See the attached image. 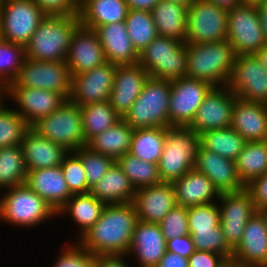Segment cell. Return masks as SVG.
<instances>
[{
	"instance_id": "obj_1",
	"label": "cell",
	"mask_w": 267,
	"mask_h": 267,
	"mask_svg": "<svg viewBox=\"0 0 267 267\" xmlns=\"http://www.w3.org/2000/svg\"><path fill=\"white\" fill-rule=\"evenodd\" d=\"M137 222L133 203L106 205L98 221L77 242L94 256L127 255Z\"/></svg>"
},
{
	"instance_id": "obj_2",
	"label": "cell",
	"mask_w": 267,
	"mask_h": 267,
	"mask_svg": "<svg viewBox=\"0 0 267 267\" xmlns=\"http://www.w3.org/2000/svg\"><path fill=\"white\" fill-rule=\"evenodd\" d=\"M78 14L46 15L25 46V57L37 61L66 62Z\"/></svg>"
},
{
	"instance_id": "obj_3",
	"label": "cell",
	"mask_w": 267,
	"mask_h": 267,
	"mask_svg": "<svg viewBox=\"0 0 267 267\" xmlns=\"http://www.w3.org/2000/svg\"><path fill=\"white\" fill-rule=\"evenodd\" d=\"M186 77L203 80L214 87L227 86L235 53L227 40L186 44Z\"/></svg>"
},
{
	"instance_id": "obj_4",
	"label": "cell",
	"mask_w": 267,
	"mask_h": 267,
	"mask_svg": "<svg viewBox=\"0 0 267 267\" xmlns=\"http://www.w3.org/2000/svg\"><path fill=\"white\" fill-rule=\"evenodd\" d=\"M0 194V221L14 227L40 228L57 217V212L25 183Z\"/></svg>"
},
{
	"instance_id": "obj_5",
	"label": "cell",
	"mask_w": 267,
	"mask_h": 267,
	"mask_svg": "<svg viewBox=\"0 0 267 267\" xmlns=\"http://www.w3.org/2000/svg\"><path fill=\"white\" fill-rule=\"evenodd\" d=\"M199 146L200 135L188 126L167 127L165 145L158 163L162 182L172 183L194 169Z\"/></svg>"
},
{
	"instance_id": "obj_6",
	"label": "cell",
	"mask_w": 267,
	"mask_h": 267,
	"mask_svg": "<svg viewBox=\"0 0 267 267\" xmlns=\"http://www.w3.org/2000/svg\"><path fill=\"white\" fill-rule=\"evenodd\" d=\"M171 81L149 77L142 92L122 117L133 129L167 128Z\"/></svg>"
},
{
	"instance_id": "obj_7",
	"label": "cell",
	"mask_w": 267,
	"mask_h": 267,
	"mask_svg": "<svg viewBox=\"0 0 267 267\" xmlns=\"http://www.w3.org/2000/svg\"><path fill=\"white\" fill-rule=\"evenodd\" d=\"M140 64L151 78L173 81L185 77L186 43L158 35L138 54Z\"/></svg>"
},
{
	"instance_id": "obj_8",
	"label": "cell",
	"mask_w": 267,
	"mask_h": 267,
	"mask_svg": "<svg viewBox=\"0 0 267 267\" xmlns=\"http://www.w3.org/2000/svg\"><path fill=\"white\" fill-rule=\"evenodd\" d=\"M31 128L39 135L64 146L69 152L87 145L81 108L66 100L50 115L39 119Z\"/></svg>"
},
{
	"instance_id": "obj_9",
	"label": "cell",
	"mask_w": 267,
	"mask_h": 267,
	"mask_svg": "<svg viewBox=\"0 0 267 267\" xmlns=\"http://www.w3.org/2000/svg\"><path fill=\"white\" fill-rule=\"evenodd\" d=\"M46 15L33 0H1L0 38L25 47Z\"/></svg>"
},
{
	"instance_id": "obj_10",
	"label": "cell",
	"mask_w": 267,
	"mask_h": 267,
	"mask_svg": "<svg viewBox=\"0 0 267 267\" xmlns=\"http://www.w3.org/2000/svg\"><path fill=\"white\" fill-rule=\"evenodd\" d=\"M226 40L236 56L256 54L266 45L257 5L242 4L228 10Z\"/></svg>"
},
{
	"instance_id": "obj_11",
	"label": "cell",
	"mask_w": 267,
	"mask_h": 267,
	"mask_svg": "<svg viewBox=\"0 0 267 267\" xmlns=\"http://www.w3.org/2000/svg\"><path fill=\"white\" fill-rule=\"evenodd\" d=\"M71 84L72 76L66 62L25 58L17 77L9 86L50 90L69 100Z\"/></svg>"
},
{
	"instance_id": "obj_12",
	"label": "cell",
	"mask_w": 267,
	"mask_h": 267,
	"mask_svg": "<svg viewBox=\"0 0 267 267\" xmlns=\"http://www.w3.org/2000/svg\"><path fill=\"white\" fill-rule=\"evenodd\" d=\"M228 10L205 0H197L187 10L186 44L227 39Z\"/></svg>"
},
{
	"instance_id": "obj_13",
	"label": "cell",
	"mask_w": 267,
	"mask_h": 267,
	"mask_svg": "<svg viewBox=\"0 0 267 267\" xmlns=\"http://www.w3.org/2000/svg\"><path fill=\"white\" fill-rule=\"evenodd\" d=\"M217 202L220 209V227L226 242L234 250L242 240L248 220L258 210L247 188L237 192L221 193Z\"/></svg>"
},
{
	"instance_id": "obj_14",
	"label": "cell",
	"mask_w": 267,
	"mask_h": 267,
	"mask_svg": "<svg viewBox=\"0 0 267 267\" xmlns=\"http://www.w3.org/2000/svg\"><path fill=\"white\" fill-rule=\"evenodd\" d=\"M227 87L240 99L267 104V70L255 54L235 56Z\"/></svg>"
},
{
	"instance_id": "obj_15",
	"label": "cell",
	"mask_w": 267,
	"mask_h": 267,
	"mask_svg": "<svg viewBox=\"0 0 267 267\" xmlns=\"http://www.w3.org/2000/svg\"><path fill=\"white\" fill-rule=\"evenodd\" d=\"M213 87L206 81L186 76L171 81L170 126H189L205 96Z\"/></svg>"
},
{
	"instance_id": "obj_16",
	"label": "cell",
	"mask_w": 267,
	"mask_h": 267,
	"mask_svg": "<svg viewBox=\"0 0 267 267\" xmlns=\"http://www.w3.org/2000/svg\"><path fill=\"white\" fill-rule=\"evenodd\" d=\"M237 96L227 87H213L205 96L196 116L188 126L197 134L207 130L229 128Z\"/></svg>"
},
{
	"instance_id": "obj_17",
	"label": "cell",
	"mask_w": 267,
	"mask_h": 267,
	"mask_svg": "<svg viewBox=\"0 0 267 267\" xmlns=\"http://www.w3.org/2000/svg\"><path fill=\"white\" fill-rule=\"evenodd\" d=\"M116 65L106 62L92 70L72 76L69 100L79 106L109 101Z\"/></svg>"
},
{
	"instance_id": "obj_18",
	"label": "cell",
	"mask_w": 267,
	"mask_h": 267,
	"mask_svg": "<svg viewBox=\"0 0 267 267\" xmlns=\"http://www.w3.org/2000/svg\"><path fill=\"white\" fill-rule=\"evenodd\" d=\"M9 97V98H8ZM31 127L39 119L50 115L66 100L58 93L38 88L19 86L7 87V100Z\"/></svg>"
},
{
	"instance_id": "obj_19",
	"label": "cell",
	"mask_w": 267,
	"mask_h": 267,
	"mask_svg": "<svg viewBox=\"0 0 267 267\" xmlns=\"http://www.w3.org/2000/svg\"><path fill=\"white\" fill-rule=\"evenodd\" d=\"M105 53L95 29L79 25L72 36L66 64L71 76L106 63Z\"/></svg>"
},
{
	"instance_id": "obj_20",
	"label": "cell",
	"mask_w": 267,
	"mask_h": 267,
	"mask_svg": "<svg viewBox=\"0 0 267 267\" xmlns=\"http://www.w3.org/2000/svg\"><path fill=\"white\" fill-rule=\"evenodd\" d=\"M166 242L159 223L138 220L127 256H135L138 267H156L167 251Z\"/></svg>"
},
{
	"instance_id": "obj_21",
	"label": "cell",
	"mask_w": 267,
	"mask_h": 267,
	"mask_svg": "<svg viewBox=\"0 0 267 267\" xmlns=\"http://www.w3.org/2000/svg\"><path fill=\"white\" fill-rule=\"evenodd\" d=\"M149 74L140 64L116 65L109 103L122 118L143 90Z\"/></svg>"
},
{
	"instance_id": "obj_22",
	"label": "cell",
	"mask_w": 267,
	"mask_h": 267,
	"mask_svg": "<svg viewBox=\"0 0 267 267\" xmlns=\"http://www.w3.org/2000/svg\"><path fill=\"white\" fill-rule=\"evenodd\" d=\"M195 169L206 175L220 194L237 192L247 187L240 179L235 161L201 146L197 152Z\"/></svg>"
},
{
	"instance_id": "obj_23",
	"label": "cell",
	"mask_w": 267,
	"mask_h": 267,
	"mask_svg": "<svg viewBox=\"0 0 267 267\" xmlns=\"http://www.w3.org/2000/svg\"><path fill=\"white\" fill-rule=\"evenodd\" d=\"M132 203L138 220L159 223L177 205L174 186L170 182H162L138 189Z\"/></svg>"
},
{
	"instance_id": "obj_24",
	"label": "cell",
	"mask_w": 267,
	"mask_h": 267,
	"mask_svg": "<svg viewBox=\"0 0 267 267\" xmlns=\"http://www.w3.org/2000/svg\"><path fill=\"white\" fill-rule=\"evenodd\" d=\"M25 167L28 171L61 166L69 151L62 145L39 135L31 127L21 142Z\"/></svg>"
},
{
	"instance_id": "obj_25",
	"label": "cell",
	"mask_w": 267,
	"mask_h": 267,
	"mask_svg": "<svg viewBox=\"0 0 267 267\" xmlns=\"http://www.w3.org/2000/svg\"><path fill=\"white\" fill-rule=\"evenodd\" d=\"M247 142L267 140V104L236 98L230 126Z\"/></svg>"
},
{
	"instance_id": "obj_26",
	"label": "cell",
	"mask_w": 267,
	"mask_h": 267,
	"mask_svg": "<svg viewBox=\"0 0 267 267\" xmlns=\"http://www.w3.org/2000/svg\"><path fill=\"white\" fill-rule=\"evenodd\" d=\"M25 184L57 212L72 196L61 166L28 171Z\"/></svg>"
},
{
	"instance_id": "obj_27",
	"label": "cell",
	"mask_w": 267,
	"mask_h": 267,
	"mask_svg": "<svg viewBox=\"0 0 267 267\" xmlns=\"http://www.w3.org/2000/svg\"><path fill=\"white\" fill-rule=\"evenodd\" d=\"M107 62L115 65L138 63V52L128 35L125 21L99 26L96 30Z\"/></svg>"
},
{
	"instance_id": "obj_28",
	"label": "cell",
	"mask_w": 267,
	"mask_h": 267,
	"mask_svg": "<svg viewBox=\"0 0 267 267\" xmlns=\"http://www.w3.org/2000/svg\"><path fill=\"white\" fill-rule=\"evenodd\" d=\"M233 259L267 267V228L258 211L248 220L242 240L233 250Z\"/></svg>"
},
{
	"instance_id": "obj_29",
	"label": "cell",
	"mask_w": 267,
	"mask_h": 267,
	"mask_svg": "<svg viewBox=\"0 0 267 267\" xmlns=\"http://www.w3.org/2000/svg\"><path fill=\"white\" fill-rule=\"evenodd\" d=\"M177 205L184 207L215 203L220 193L203 173L195 168L172 182Z\"/></svg>"
},
{
	"instance_id": "obj_30",
	"label": "cell",
	"mask_w": 267,
	"mask_h": 267,
	"mask_svg": "<svg viewBox=\"0 0 267 267\" xmlns=\"http://www.w3.org/2000/svg\"><path fill=\"white\" fill-rule=\"evenodd\" d=\"M129 8L125 0H80V24L97 29L99 26L125 21Z\"/></svg>"
},
{
	"instance_id": "obj_31",
	"label": "cell",
	"mask_w": 267,
	"mask_h": 267,
	"mask_svg": "<svg viewBox=\"0 0 267 267\" xmlns=\"http://www.w3.org/2000/svg\"><path fill=\"white\" fill-rule=\"evenodd\" d=\"M106 206L91 193L73 194L68 201L57 211V217L69 216L75 222L77 230L76 242L98 221Z\"/></svg>"
},
{
	"instance_id": "obj_32",
	"label": "cell",
	"mask_w": 267,
	"mask_h": 267,
	"mask_svg": "<svg viewBox=\"0 0 267 267\" xmlns=\"http://www.w3.org/2000/svg\"><path fill=\"white\" fill-rule=\"evenodd\" d=\"M90 193L106 205L132 203L136 190L115 162L105 175L90 188Z\"/></svg>"
},
{
	"instance_id": "obj_33",
	"label": "cell",
	"mask_w": 267,
	"mask_h": 267,
	"mask_svg": "<svg viewBox=\"0 0 267 267\" xmlns=\"http://www.w3.org/2000/svg\"><path fill=\"white\" fill-rule=\"evenodd\" d=\"M187 10L183 5L160 0L151 11L158 35L185 42Z\"/></svg>"
},
{
	"instance_id": "obj_34",
	"label": "cell",
	"mask_w": 267,
	"mask_h": 267,
	"mask_svg": "<svg viewBox=\"0 0 267 267\" xmlns=\"http://www.w3.org/2000/svg\"><path fill=\"white\" fill-rule=\"evenodd\" d=\"M133 131L134 129L121 118L112 127L91 138L86 146L116 161L130 152Z\"/></svg>"
},
{
	"instance_id": "obj_35",
	"label": "cell",
	"mask_w": 267,
	"mask_h": 267,
	"mask_svg": "<svg viewBox=\"0 0 267 267\" xmlns=\"http://www.w3.org/2000/svg\"><path fill=\"white\" fill-rule=\"evenodd\" d=\"M234 161L241 181L249 185L267 172V140L246 142Z\"/></svg>"
},
{
	"instance_id": "obj_36",
	"label": "cell",
	"mask_w": 267,
	"mask_h": 267,
	"mask_svg": "<svg viewBox=\"0 0 267 267\" xmlns=\"http://www.w3.org/2000/svg\"><path fill=\"white\" fill-rule=\"evenodd\" d=\"M166 139V128L134 129L130 154L146 162L158 164Z\"/></svg>"
},
{
	"instance_id": "obj_37",
	"label": "cell",
	"mask_w": 267,
	"mask_h": 267,
	"mask_svg": "<svg viewBox=\"0 0 267 267\" xmlns=\"http://www.w3.org/2000/svg\"><path fill=\"white\" fill-rule=\"evenodd\" d=\"M200 135V146L234 161L242 152L247 142L231 127L225 129L207 130Z\"/></svg>"
},
{
	"instance_id": "obj_38",
	"label": "cell",
	"mask_w": 267,
	"mask_h": 267,
	"mask_svg": "<svg viewBox=\"0 0 267 267\" xmlns=\"http://www.w3.org/2000/svg\"><path fill=\"white\" fill-rule=\"evenodd\" d=\"M80 108L86 142L112 127L121 119L109 101L90 103L80 106Z\"/></svg>"
},
{
	"instance_id": "obj_39",
	"label": "cell",
	"mask_w": 267,
	"mask_h": 267,
	"mask_svg": "<svg viewBox=\"0 0 267 267\" xmlns=\"http://www.w3.org/2000/svg\"><path fill=\"white\" fill-rule=\"evenodd\" d=\"M27 169L21 146L0 148V189L6 190L25 183Z\"/></svg>"
},
{
	"instance_id": "obj_40",
	"label": "cell",
	"mask_w": 267,
	"mask_h": 267,
	"mask_svg": "<svg viewBox=\"0 0 267 267\" xmlns=\"http://www.w3.org/2000/svg\"><path fill=\"white\" fill-rule=\"evenodd\" d=\"M116 163L128 177L135 190L162 183L158 164L143 161L130 153L118 158Z\"/></svg>"
},
{
	"instance_id": "obj_41",
	"label": "cell",
	"mask_w": 267,
	"mask_h": 267,
	"mask_svg": "<svg viewBox=\"0 0 267 267\" xmlns=\"http://www.w3.org/2000/svg\"><path fill=\"white\" fill-rule=\"evenodd\" d=\"M125 23L134 49L138 53L158 36L151 12L129 9Z\"/></svg>"
},
{
	"instance_id": "obj_42",
	"label": "cell",
	"mask_w": 267,
	"mask_h": 267,
	"mask_svg": "<svg viewBox=\"0 0 267 267\" xmlns=\"http://www.w3.org/2000/svg\"><path fill=\"white\" fill-rule=\"evenodd\" d=\"M9 106V107H8ZM8 102L0 109V148L20 146L30 128L26 120Z\"/></svg>"
},
{
	"instance_id": "obj_43",
	"label": "cell",
	"mask_w": 267,
	"mask_h": 267,
	"mask_svg": "<svg viewBox=\"0 0 267 267\" xmlns=\"http://www.w3.org/2000/svg\"><path fill=\"white\" fill-rule=\"evenodd\" d=\"M25 47L0 38V83L8 87L17 77L25 59Z\"/></svg>"
},
{
	"instance_id": "obj_44",
	"label": "cell",
	"mask_w": 267,
	"mask_h": 267,
	"mask_svg": "<svg viewBox=\"0 0 267 267\" xmlns=\"http://www.w3.org/2000/svg\"><path fill=\"white\" fill-rule=\"evenodd\" d=\"M80 159L86 172L88 187L98 183L106 172L116 162L113 158L95 152L87 146L81 147L73 151Z\"/></svg>"
},
{
	"instance_id": "obj_45",
	"label": "cell",
	"mask_w": 267,
	"mask_h": 267,
	"mask_svg": "<svg viewBox=\"0 0 267 267\" xmlns=\"http://www.w3.org/2000/svg\"><path fill=\"white\" fill-rule=\"evenodd\" d=\"M195 250L208 251L223 256L226 260L233 258V249L226 242L219 226L216 230L189 231Z\"/></svg>"
},
{
	"instance_id": "obj_46",
	"label": "cell",
	"mask_w": 267,
	"mask_h": 267,
	"mask_svg": "<svg viewBox=\"0 0 267 267\" xmlns=\"http://www.w3.org/2000/svg\"><path fill=\"white\" fill-rule=\"evenodd\" d=\"M61 170L72 195L90 193L81 159L73 151L64 157Z\"/></svg>"
},
{
	"instance_id": "obj_47",
	"label": "cell",
	"mask_w": 267,
	"mask_h": 267,
	"mask_svg": "<svg viewBox=\"0 0 267 267\" xmlns=\"http://www.w3.org/2000/svg\"><path fill=\"white\" fill-rule=\"evenodd\" d=\"M220 219L218 202L188 207L189 231L216 230Z\"/></svg>"
},
{
	"instance_id": "obj_48",
	"label": "cell",
	"mask_w": 267,
	"mask_h": 267,
	"mask_svg": "<svg viewBox=\"0 0 267 267\" xmlns=\"http://www.w3.org/2000/svg\"><path fill=\"white\" fill-rule=\"evenodd\" d=\"M165 240L189 234L188 208L176 205L159 222Z\"/></svg>"
},
{
	"instance_id": "obj_49",
	"label": "cell",
	"mask_w": 267,
	"mask_h": 267,
	"mask_svg": "<svg viewBox=\"0 0 267 267\" xmlns=\"http://www.w3.org/2000/svg\"><path fill=\"white\" fill-rule=\"evenodd\" d=\"M72 242V243H71ZM67 246V247H66ZM53 267H94V255L78 242L70 241L56 257Z\"/></svg>"
},
{
	"instance_id": "obj_50",
	"label": "cell",
	"mask_w": 267,
	"mask_h": 267,
	"mask_svg": "<svg viewBox=\"0 0 267 267\" xmlns=\"http://www.w3.org/2000/svg\"><path fill=\"white\" fill-rule=\"evenodd\" d=\"M47 15L78 14L80 0H33Z\"/></svg>"
},
{
	"instance_id": "obj_51",
	"label": "cell",
	"mask_w": 267,
	"mask_h": 267,
	"mask_svg": "<svg viewBox=\"0 0 267 267\" xmlns=\"http://www.w3.org/2000/svg\"><path fill=\"white\" fill-rule=\"evenodd\" d=\"M226 259L216 253L195 250L188 257L189 267H225Z\"/></svg>"
},
{
	"instance_id": "obj_52",
	"label": "cell",
	"mask_w": 267,
	"mask_h": 267,
	"mask_svg": "<svg viewBox=\"0 0 267 267\" xmlns=\"http://www.w3.org/2000/svg\"><path fill=\"white\" fill-rule=\"evenodd\" d=\"M252 194L256 209L267 207V172L246 187Z\"/></svg>"
},
{
	"instance_id": "obj_53",
	"label": "cell",
	"mask_w": 267,
	"mask_h": 267,
	"mask_svg": "<svg viewBox=\"0 0 267 267\" xmlns=\"http://www.w3.org/2000/svg\"><path fill=\"white\" fill-rule=\"evenodd\" d=\"M167 251L188 258L194 251V243L191 236H177L166 242Z\"/></svg>"
},
{
	"instance_id": "obj_54",
	"label": "cell",
	"mask_w": 267,
	"mask_h": 267,
	"mask_svg": "<svg viewBox=\"0 0 267 267\" xmlns=\"http://www.w3.org/2000/svg\"><path fill=\"white\" fill-rule=\"evenodd\" d=\"M127 255L94 256V267H131L125 258Z\"/></svg>"
},
{
	"instance_id": "obj_55",
	"label": "cell",
	"mask_w": 267,
	"mask_h": 267,
	"mask_svg": "<svg viewBox=\"0 0 267 267\" xmlns=\"http://www.w3.org/2000/svg\"><path fill=\"white\" fill-rule=\"evenodd\" d=\"M156 267H189L188 258L166 251Z\"/></svg>"
},
{
	"instance_id": "obj_56",
	"label": "cell",
	"mask_w": 267,
	"mask_h": 267,
	"mask_svg": "<svg viewBox=\"0 0 267 267\" xmlns=\"http://www.w3.org/2000/svg\"><path fill=\"white\" fill-rule=\"evenodd\" d=\"M130 10L151 12L160 0H125Z\"/></svg>"
},
{
	"instance_id": "obj_57",
	"label": "cell",
	"mask_w": 267,
	"mask_h": 267,
	"mask_svg": "<svg viewBox=\"0 0 267 267\" xmlns=\"http://www.w3.org/2000/svg\"><path fill=\"white\" fill-rule=\"evenodd\" d=\"M213 3L219 7L225 8L227 10L234 9L242 5L241 0H205Z\"/></svg>"
},
{
	"instance_id": "obj_58",
	"label": "cell",
	"mask_w": 267,
	"mask_h": 267,
	"mask_svg": "<svg viewBox=\"0 0 267 267\" xmlns=\"http://www.w3.org/2000/svg\"><path fill=\"white\" fill-rule=\"evenodd\" d=\"M263 67L267 70V44L255 54Z\"/></svg>"
},
{
	"instance_id": "obj_59",
	"label": "cell",
	"mask_w": 267,
	"mask_h": 267,
	"mask_svg": "<svg viewBox=\"0 0 267 267\" xmlns=\"http://www.w3.org/2000/svg\"><path fill=\"white\" fill-rule=\"evenodd\" d=\"M225 267H263V266L241 263L232 258L226 261Z\"/></svg>"
},
{
	"instance_id": "obj_60",
	"label": "cell",
	"mask_w": 267,
	"mask_h": 267,
	"mask_svg": "<svg viewBox=\"0 0 267 267\" xmlns=\"http://www.w3.org/2000/svg\"><path fill=\"white\" fill-rule=\"evenodd\" d=\"M261 20H267V0H261L257 5Z\"/></svg>"
},
{
	"instance_id": "obj_61",
	"label": "cell",
	"mask_w": 267,
	"mask_h": 267,
	"mask_svg": "<svg viewBox=\"0 0 267 267\" xmlns=\"http://www.w3.org/2000/svg\"><path fill=\"white\" fill-rule=\"evenodd\" d=\"M4 98L7 101V87L0 83V109L6 104Z\"/></svg>"
},
{
	"instance_id": "obj_62",
	"label": "cell",
	"mask_w": 267,
	"mask_h": 267,
	"mask_svg": "<svg viewBox=\"0 0 267 267\" xmlns=\"http://www.w3.org/2000/svg\"><path fill=\"white\" fill-rule=\"evenodd\" d=\"M170 2H174L180 5H183L187 9L190 8L197 0H168Z\"/></svg>"
},
{
	"instance_id": "obj_63",
	"label": "cell",
	"mask_w": 267,
	"mask_h": 267,
	"mask_svg": "<svg viewBox=\"0 0 267 267\" xmlns=\"http://www.w3.org/2000/svg\"><path fill=\"white\" fill-rule=\"evenodd\" d=\"M258 212L264 218V221H265V224H266V228H267V207L259 209Z\"/></svg>"
},
{
	"instance_id": "obj_64",
	"label": "cell",
	"mask_w": 267,
	"mask_h": 267,
	"mask_svg": "<svg viewBox=\"0 0 267 267\" xmlns=\"http://www.w3.org/2000/svg\"><path fill=\"white\" fill-rule=\"evenodd\" d=\"M262 29L264 32L266 44H267V20H261Z\"/></svg>"
},
{
	"instance_id": "obj_65",
	"label": "cell",
	"mask_w": 267,
	"mask_h": 267,
	"mask_svg": "<svg viewBox=\"0 0 267 267\" xmlns=\"http://www.w3.org/2000/svg\"><path fill=\"white\" fill-rule=\"evenodd\" d=\"M242 4L258 5L261 0H241Z\"/></svg>"
}]
</instances>
